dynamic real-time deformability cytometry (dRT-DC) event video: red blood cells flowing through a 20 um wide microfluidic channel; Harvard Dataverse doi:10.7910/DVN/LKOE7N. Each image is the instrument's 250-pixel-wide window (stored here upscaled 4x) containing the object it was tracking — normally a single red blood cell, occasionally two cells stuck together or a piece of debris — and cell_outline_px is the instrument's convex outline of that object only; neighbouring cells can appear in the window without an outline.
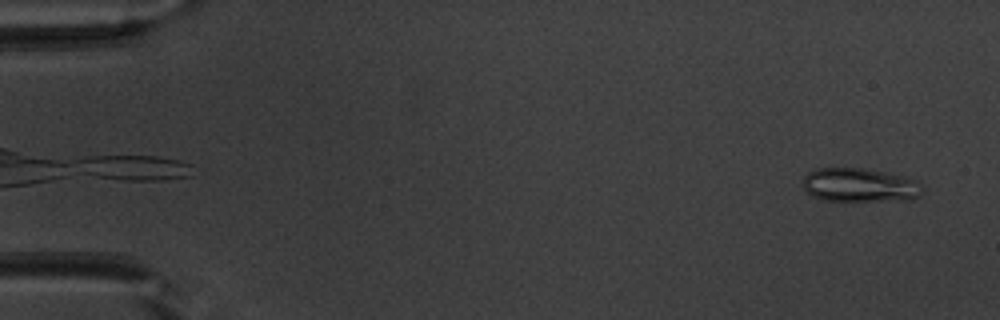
{"species": "common noctule bat (a hibernating species)", "species_latin": "Nyctalus noctula", "temperature_condition": "warm", "stored_images_in_passage": 50, "camera_frame_rate_fps": 3000, "um_per_image_px": 0.085, "animal": {"sex": "male", "body_mass_g": 20.1, "forearm_length_mm": 53.5}, "frame": {"image": 1, "passage_image": 2, "time_ms": 0.333, "image_size_px": [1000, 320], "cell_outline_px": [[924, 188], [920, 196], [912, 200], [824, 200], [812, 196], [800, 184], [804, 176], [808, 172], [816, 168], [864, 168], [908, 176], [916, 180]], "centroid_in_image_um": [73.1, 15.72], "position_along_channel_um": 11.9, "area_um2": 23.87}}
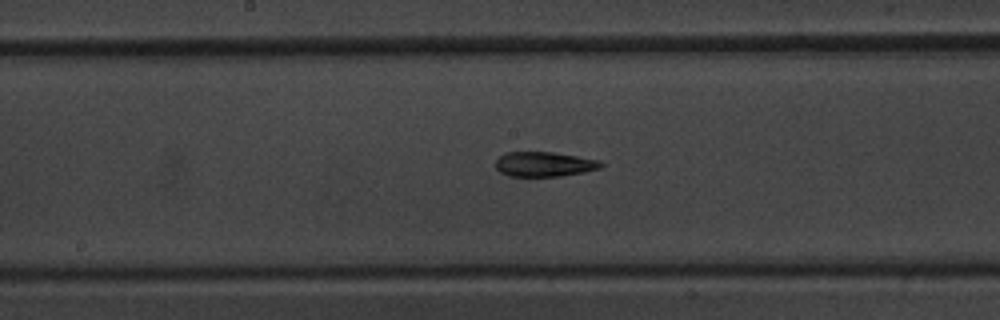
{"frame": {"image": 2, "passage_image": 26, "time_ms": 8.333, "image_size_px": [1000, 320], "cell_outline_px": [[604, 164], [600, 168], [584, 172], [560, 176], [508, 176], [500, 172], [496, 168], [496, 160], [500, 156], [508, 152], [552, 152], [600, 160]], "centroid_in_image_um": [46.26, 13.96], "position_along_channel_um": 201.9, "area_um2": 15.14}}
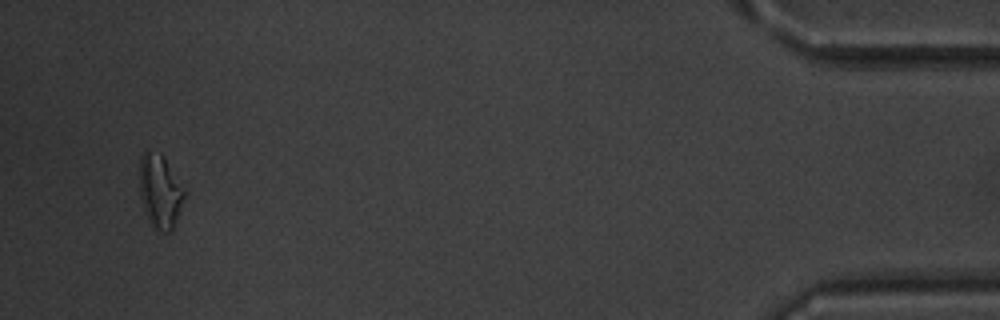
{"frame": {"image": 3, "passage_image": 48, "time_ms": 15.667, "image_size_px": [1000, 320], "cell_outline_px": [[184, 196], [172, 232], [160, 232], [152, 228], [144, 212], [140, 200], [140, 156], [144, 152], [160, 152], [164, 156], [184, 188]], "centroid_in_image_um": [13.58, 16.29], "position_along_channel_um": 421.6, "area_um2": 19.31}, "authors_computed_cell_mechanics": {"area_um2": 16.2707, "velocity_mm_per_s": 3.9976, "shape_relaxation_time_tau1_ms": null, "shape_relaxation_time_tau2_ms": 4.5261, "deformation_change_tau1": null, "deformation_change_tau2": 0.1083}}